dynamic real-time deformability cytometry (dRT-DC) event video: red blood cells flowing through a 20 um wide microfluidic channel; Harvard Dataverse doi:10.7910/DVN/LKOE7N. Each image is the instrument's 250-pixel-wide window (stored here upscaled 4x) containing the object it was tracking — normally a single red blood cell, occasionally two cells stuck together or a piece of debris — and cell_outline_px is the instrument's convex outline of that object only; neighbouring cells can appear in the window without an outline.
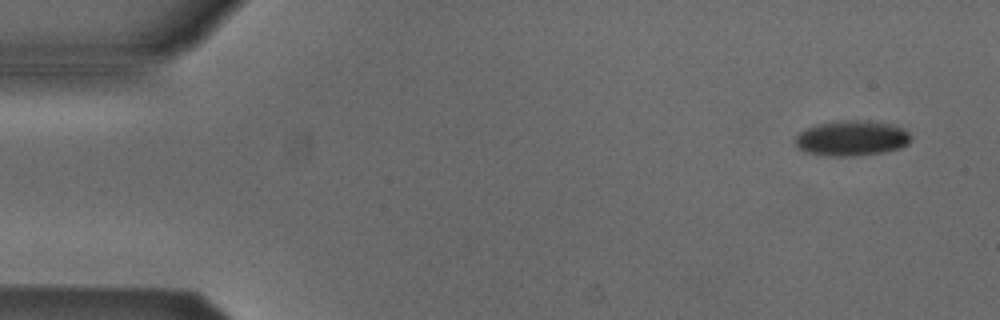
{"species": "Egyptian fruit bat (a non-hibernating species)", "species_latin": "Rousettus aegyptiacus", "temperature_condition": "cold", "stored_images_in_passage": 5, "camera_frame_rate_fps": 3000, "um_per_image_px": 0.085, "animal": {"sex": "male"}, "frame": {"image": 1, "passage_image": 1, "time_ms": 0.0, "image_size_px": [1000, 320], "cell_outline_px": [[912, 140], [908, 144], [900, 148], [884, 152], [856, 156], [828, 156], [804, 152], [796, 144], [796, 136], [800, 132], [816, 124], [836, 120], [856, 120], [892, 124], [904, 128], [912, 136]], "centroid_in_image_um": [72.43, 11.75], "position_along_channel_um": 12.6, "area_um2": 23.93}}
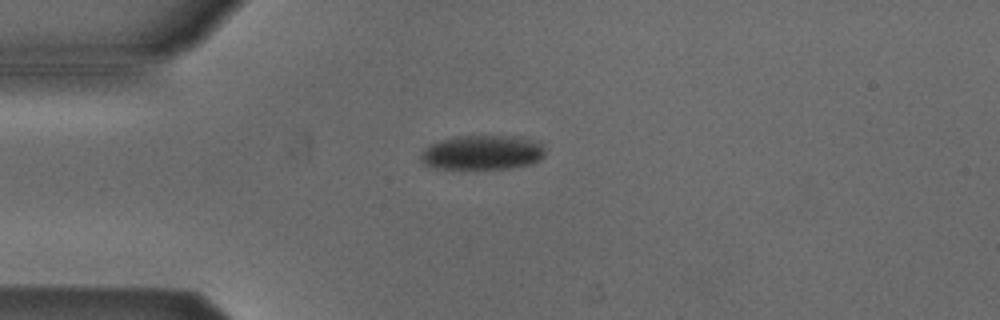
{"frame": {"image": 2, "passage_image": 4, "time_ms": 1.0, "image_size_px": [1000, 320], "cell_outline_px": [[544, 156], [540, 160], [532, 164], [508, 168], [436, 168], [424, 164], [420, 160], [420, 156], [424, 148], [440, 140], [456, 136], [512, 136], [540, 140], [544, 144]], "centroid_in_image_um": [41.05, 12.95], "position_along_channel_um": 44.0, "area_um2": 25.14}}